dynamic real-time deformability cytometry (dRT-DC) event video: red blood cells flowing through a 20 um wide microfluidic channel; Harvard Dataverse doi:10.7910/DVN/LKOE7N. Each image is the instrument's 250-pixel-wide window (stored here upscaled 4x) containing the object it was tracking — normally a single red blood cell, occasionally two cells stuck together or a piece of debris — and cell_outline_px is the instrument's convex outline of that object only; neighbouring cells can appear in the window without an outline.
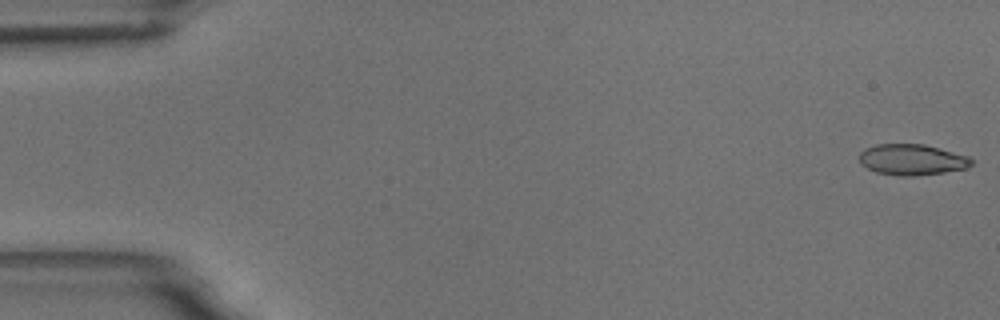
{"species": "common noctule bat (a hibernating species)", "species_latin": "Nyctalus noctula", "temperature_condition": "room temperature", "stored_images_in_passage": 55, "camera_frame_rate_fps": 3000, "um_per_image_px": 0.085, "animal": {"sex": "male", "body_mass_g": 18.8}, "frame": {"image": 1, "passage_image": 1, "time_ms": 0.0, "image_size_px": [1000, 320], "cell_outline_px": [[972, 164], [964, 168], [944, 172], [912, 176], [900, 176], [876, 172], [860, 164], [860, 152], [864, 148], [876, 144], [924, 144], [940, 148], [968, 156], [972, 160]], "centroid_in_image_um": [77.48, 13.56], "position_along_channel_um": 7.5, "area_um2": 20.11}}
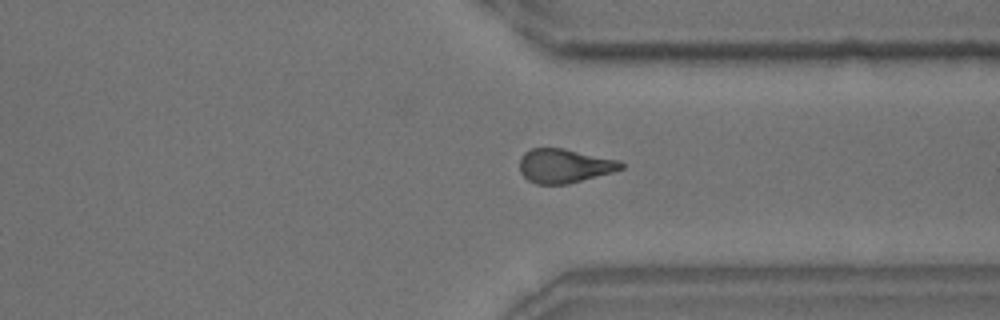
{"frame": {"image": 2, "passage_image": 42, "time_ms": 13.667, "image_size_px": [1000, 320], "cell_outline_px": [[624, 168], [612, 172], [568, 184], [536, 184], [528, 180], [520, 172], [520, 156], [524, 152], [532, 148], [564, 148], [620, 160], [624, 164]], "centroid_in_image_um": [47.97, 14.09], "position_along_channel_um": 363.4, "area_um2": 20.23}}
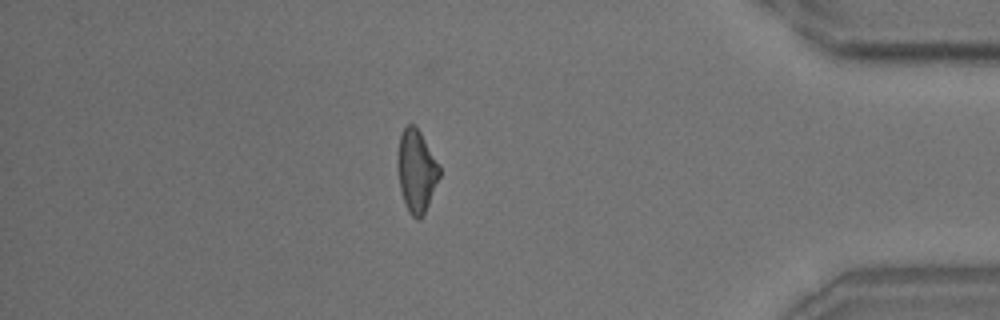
{"frame": {"image": 3, "passage_image": 48, "time_ms": 15.667, "image_size_px": [1000, 320], "cell_outline_px": [[440, 176], [428, 204], [420, 220], [416, 220], [408, 212], [404, 204], [400, 188], [396, 168], [396, 160], [400, 136], [404, 128], [408, 124], [416, 124], [440, 164]], "centroid_in_image_um": [35.38, 14.51], "position_along_channel_um": 399.8, "area_um2": 20.52}, "authors_computed_cell_mechanics": {"area_um2": 20.519, "velocity_mm_per_s": 3.65, "shape_relaxation_time_tau1_ms": 6.554, "shape_relaxation_time_tau2_ms": 4.3622, "deformation_change_tau1": 0.1515, "deformation_change_tau2": 0.1165}}